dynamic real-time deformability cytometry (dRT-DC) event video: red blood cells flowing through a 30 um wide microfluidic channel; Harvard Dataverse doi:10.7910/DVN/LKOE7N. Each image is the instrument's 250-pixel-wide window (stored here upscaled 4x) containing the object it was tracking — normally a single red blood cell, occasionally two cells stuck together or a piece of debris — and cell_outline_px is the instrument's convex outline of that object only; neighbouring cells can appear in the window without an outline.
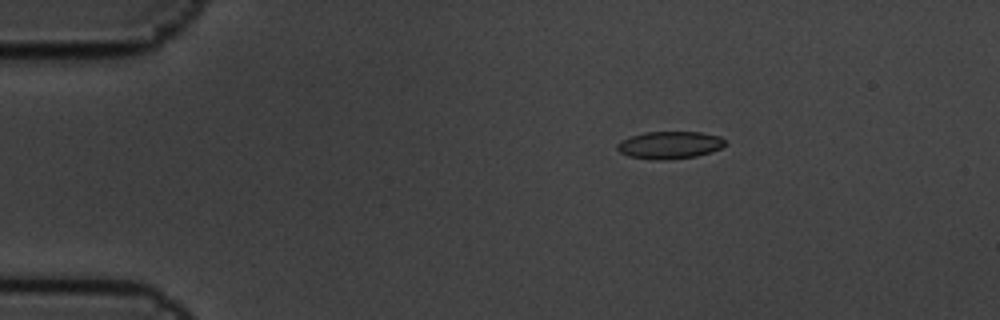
{"species": "common noctule bat (a hibernating species)", "species_latin": "Nyctalus noctula", "temperature_condition": "cold", "stored_images_in_passage": 11, "camera_frame_rate_fps": 3000, "um_per_image_px": 0.085, "animal": {"sex": "male", "body_mass_g": 19.5, "forearm_length_mm": 54.6}, "frame": {"image": 1, "passage_image": 2, "time_ms": 0.333, "image_size_px": [1000, 320], "cell_outline_px": [[724, 144], [720, 148], [712, 152], [696, 156], [664, 160], [656, 160], [628, 156], [620, 152], [616, 148], [616, 144], [620, 140], [644, 132], [700, 132], [720, 136], [724, 140]], "centroid_in_image_um": [56.89, 12.33], "position_along_channel_um": 28.1, "area_um2": 17.22}}
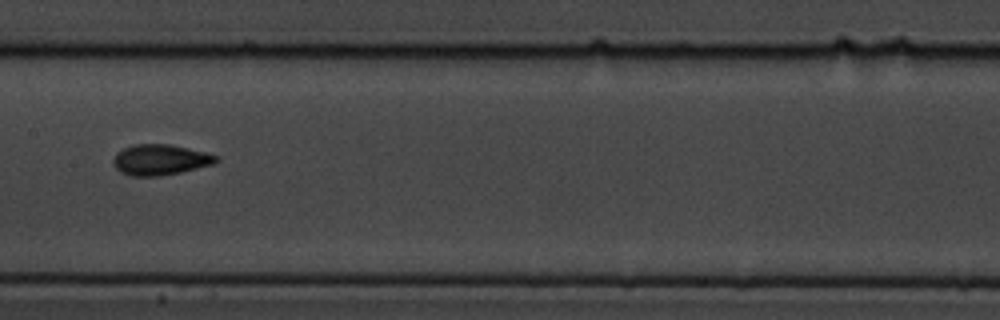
{"frame": {"image": 2, "passage_image": 7, "time_ms": 2.0, "image_size_px": [1000, 320], "cell_outline_px": [[220, 160], [212, 164], [180, 172], [160, 176], [132, 176], [120, 172], [112, 164], [112, 160], [116, 152], [132, 144], [168, 144], [188, 148], [220, 156]], "centroid_in_image_um": [13.59, 13.57], "position_along_channel_um": 193.8, "area_um2": 18.44}}
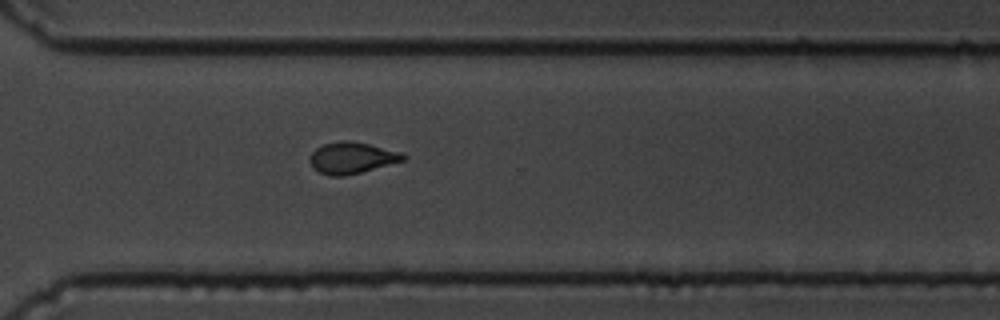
{"frame": {"image": 3, "passage_image": 11, "time_ms": 3.333, "image_size_px": [1000, 320], "cell_outline_px": [[408, 156], [404, 160], [360, 172], [344, 176], [332, 176], [320, 172], [312, 168], [308, 160], [312, 152], [316, 148], [324, 144], [340, 140], [348, 140], [368, 144], [400, 152]], "centroid_in_image_um": [29.86, 13.41], "position_along_channel_um": 340.7, "area_um2": 16.94}}